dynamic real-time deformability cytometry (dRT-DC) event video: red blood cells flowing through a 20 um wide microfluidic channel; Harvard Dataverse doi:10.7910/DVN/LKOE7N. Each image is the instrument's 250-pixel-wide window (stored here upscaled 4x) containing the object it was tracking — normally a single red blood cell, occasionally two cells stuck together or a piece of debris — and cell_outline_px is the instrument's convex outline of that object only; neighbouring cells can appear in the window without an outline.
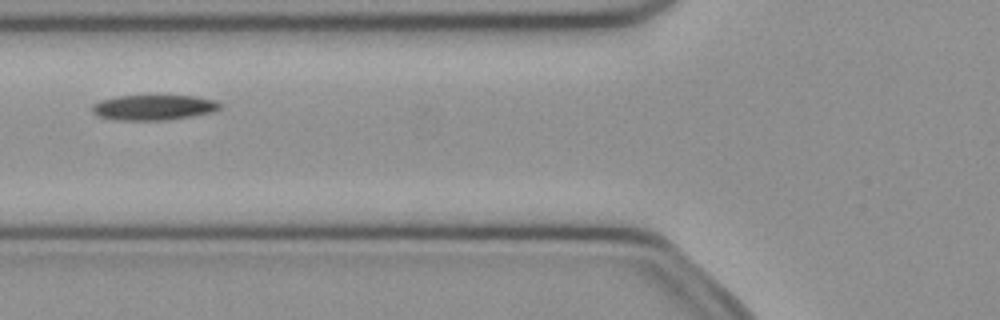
{"species": "common noctule bat (a hibernating species)", "species_latin": "Nyctalus noctula", "temperature_condition": "cold", "stored_images_in_passage": 43, "camera_frame_rate_fps": 3000, "um_per_image_px": 0.085, "animal": {"sex": "female", "body_mass_g": 21.9}, "frame": {"image": 1, "passage_image": 11, "time_ms": 3.333, "image_size_px": [1000, 320], "cell_outline_px": [[224, 104], [220, 108], [212, 112], [192, 116], [168, 120], [116, 120], [100, 116], [92, 112], [92, 104], [100, 100], [116, 96], [196, 96], [216, 100]], "centroid_in_image_um": [13.09, 9.13], "position_along_channel_um": 112.7, "area_um2": 18.9}}
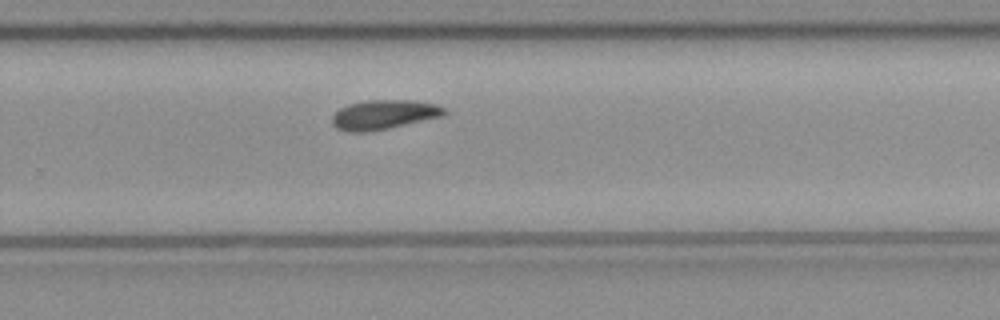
{"frame": {"image": 2, "passage_image": 25, "time_ms": 8.0, "image_size_px": [1000, 320], "cell_outline_px": [[448, 112], [444, 116], [388, 128], [368, 132], [344, 132], [336, 128], [332, 124], [332, 116], [340, 108], [348, 104], [364, 100], [408, 100], [436, 104], [444, 108]], "centroid_in_image_um": [32.6, 9.75], "position_along_channel_um": 297.2, "area_um2": 19.36}}
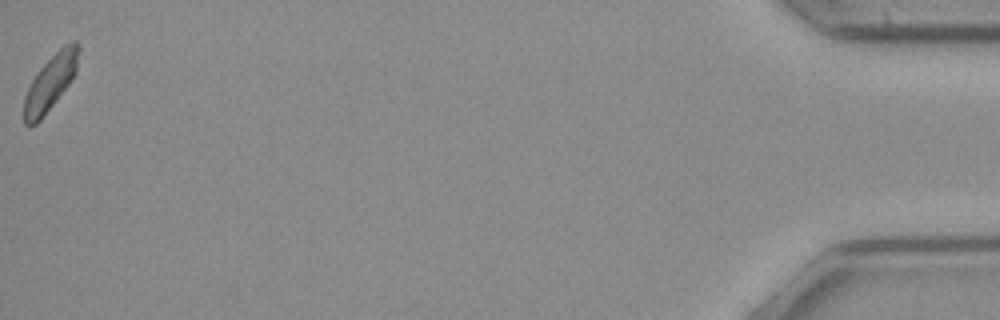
{"frame": {"image": 3, "passage_image": 43, "time_ms": 14.0, "image_size_px": [1000, 320], "cell_outline_px": [[80, 48], [76, 72], [72, 80], [40, 120], [36, 124], [28, 128], [24, 124], [24, 96], [32, 80], [40, 68], [64, 44], [72, 40], [76, 40]], "centroid_in_image_um": [4.29, 7.01], "position_along_channel_um": 430.9, "area_um2": 17.57}, "authors_computed_cell_mechanics": {"area_um2": 18.6694, "velocity_mm_per_s": 3.9604, "shape_relaxation_time_tau1_ms": 6.8884, "shape_relaxation_time_tau2_ms": null, "deformation_change_tau1": 0.1439, "deformation_change_tau2": null}}